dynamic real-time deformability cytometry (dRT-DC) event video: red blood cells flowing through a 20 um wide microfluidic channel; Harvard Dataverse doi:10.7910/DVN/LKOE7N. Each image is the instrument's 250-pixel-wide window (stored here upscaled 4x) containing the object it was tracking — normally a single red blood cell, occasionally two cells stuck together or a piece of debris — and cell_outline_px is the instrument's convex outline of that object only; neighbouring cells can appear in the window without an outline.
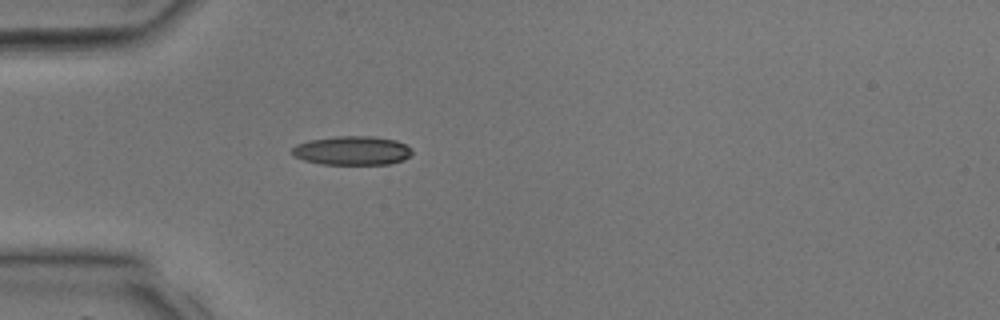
{"species": "common noctule bat (a hibernating species)", "species_latin": "Nyctalus noctula", "temperature_condition": "room temperature", "stored_images_in_passage": 24, "camera_frame_rate_fps": 3000, "um_per_image_px": 0.085, "animal": {"sex": "male", "body_mass_g": 17.9, "forearm_length_mm": 54.2}, "frame": {"image": 1, "passage_image": 1, "time_ms": 0.0, "image_size_px": [1000, 320], "cell_outline_px": [[412, 152], [404, 160], [388, 164], [320, 164], [304, 160], [292, 156], [292, 148], [296, 144], [308, 140], [336, 136], [372, 136], [396, 140], [412, 148]], "centroid_in_image_um": [29.91, 12.79], "position_along_channel_um": 55.1, "area_um2": 20.35}}
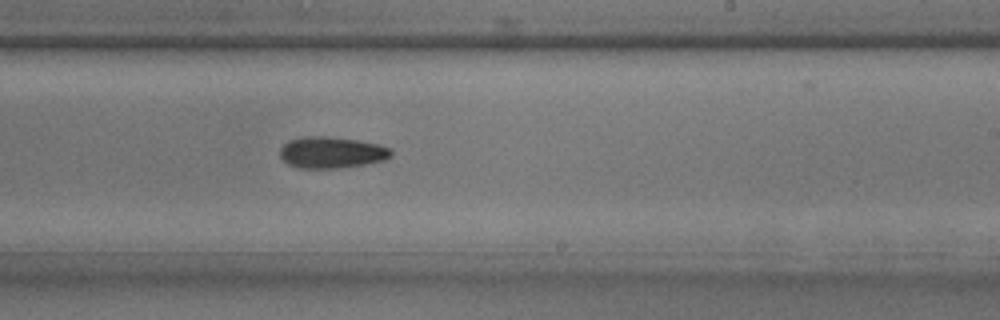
{"frame": {"image": 2, "passage_image": 13, "time_ms": 4.0, "image_size_px": [1000, 320], "cell_outline_px": [[392, 156], [384, 160], [364, 164], [340, 168], [300, 168], [288, 164], [280, 156], [280, 148], [288, 140], [304, 136], [324, 136], [356, 140], [380, 144], [392, 148]], "centroid_in_image_um": [28.2, 12.95], "position_along_channel_um": 260.8, "area_um2": 20.4}}
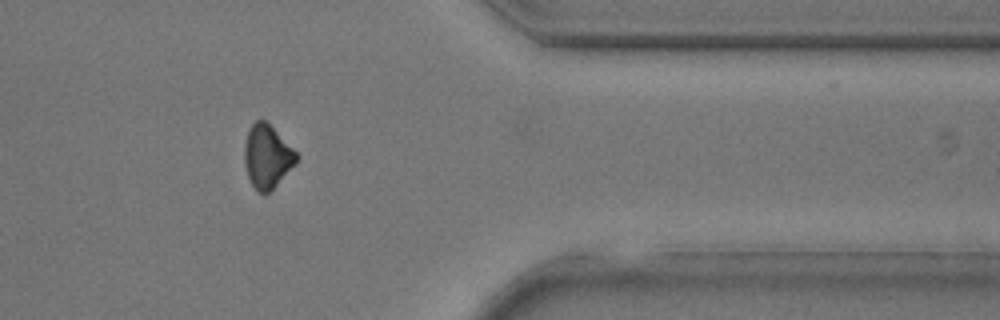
{"frame": {"image": 3, "passage_image": 21, "time_ms": 6.667, "image_size_px": [1000, 320], "cell_outline_px": [[300, 156], [296, 164], [264, 196], [252, 184], [248, 176], [244, 164], [244, 144], [248, 128], [256, 120], [264, 120]], "centroid_in_image_um": [22.69, 13.3], "position_along_channel_um": 388.7, "area_um2": 18.9}}